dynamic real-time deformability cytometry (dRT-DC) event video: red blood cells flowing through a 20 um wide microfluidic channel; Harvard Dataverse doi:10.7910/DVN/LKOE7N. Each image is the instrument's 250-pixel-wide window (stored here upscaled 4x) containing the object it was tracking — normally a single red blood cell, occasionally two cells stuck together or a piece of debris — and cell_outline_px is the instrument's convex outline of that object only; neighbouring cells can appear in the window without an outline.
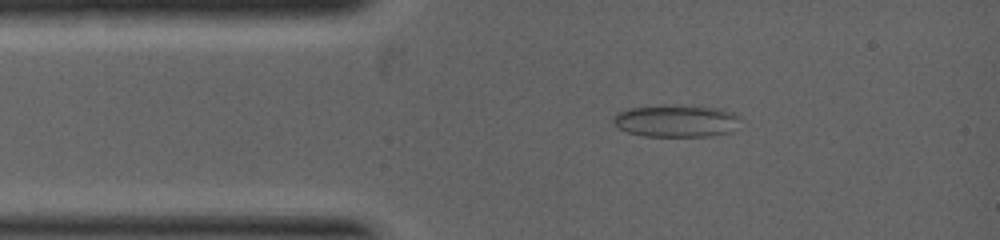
{"species": "common noctule bat (a hibernating species)", "species_latin": "Nyctalus noctula", "temperature_condition": "warm", "stored_images_in_passage": 3, "camera_frame_rate_fps": 5000, "um_per_image_px": 0.085, "animal": {"sex": "female", "body_mass_g": 19.0, "forearm_length_mm": 53.3}, "frame": {"image": 1, "passage_image": 2, "time_ms": 0.4, "image_size_px": [1000, 240], "cell_outline_px": [[740, 116], [732, 132], [704, 136], [644, 136], [628, 132], [620, 128], [612, 120], [612, 116], [616, 112], [624, 108], [656, 104], [664, 104], [720, 108], [736, 112]], "centroid_in_image_um": [57.43, 10.24], "position_along_channel_um": 27.6, "area_um2": 24.33}}